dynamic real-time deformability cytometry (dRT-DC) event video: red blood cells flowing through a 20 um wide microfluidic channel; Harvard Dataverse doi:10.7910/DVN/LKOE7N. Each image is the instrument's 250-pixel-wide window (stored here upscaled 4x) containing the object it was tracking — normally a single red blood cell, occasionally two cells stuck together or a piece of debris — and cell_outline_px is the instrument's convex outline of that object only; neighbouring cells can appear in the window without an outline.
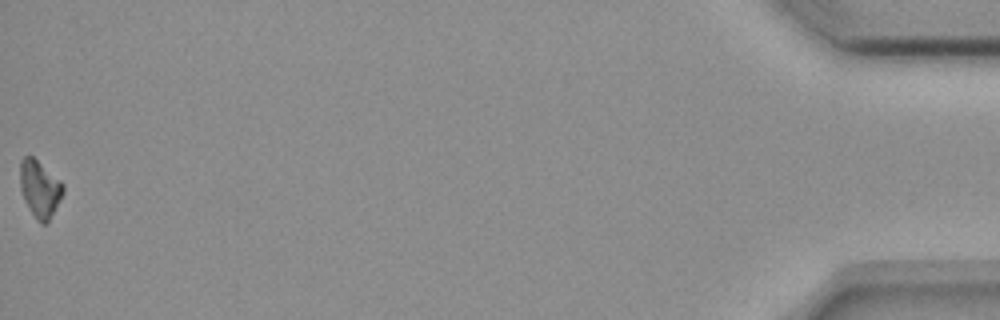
{"species": "common noctule bat (a hibernating species)", "species_latin": "Nyctalus noctula", "temperature_condition": "room temperature", "stored_images_in_passage": 48, "camera_frame_rate_fps": 3000, "um_per_image_px": 0.085, "animal": {"sex": "female", "body_mass_g": 18.4}, "frame": {"image": 1, "passage_image": 48, "time_ms": 15.667, "image_size_px": [1000, 320], "cell_outline_px": [[64, 192], [48, 220], [44, 224], [40, 224], [36, 220], [20, 188], [20, 160], [24, 156], [32, 156], [60, 180], [64, 184]], "centroid_in_image_um": [3.38, 16.02], "position_along_channel_um": 431.8, "area_um2": 13.87}, "authors_computed_cell_mechanics": {"area_um2": 15.7505, "velocity_mm_per_s": 3.6865, "shape_relaxation_time_tau1_ms": 4.0437, "shape_relaxation_time_tau2_ms": null, "deformation_change_tau1": 0.144, "deformation_change_tau2": null}}